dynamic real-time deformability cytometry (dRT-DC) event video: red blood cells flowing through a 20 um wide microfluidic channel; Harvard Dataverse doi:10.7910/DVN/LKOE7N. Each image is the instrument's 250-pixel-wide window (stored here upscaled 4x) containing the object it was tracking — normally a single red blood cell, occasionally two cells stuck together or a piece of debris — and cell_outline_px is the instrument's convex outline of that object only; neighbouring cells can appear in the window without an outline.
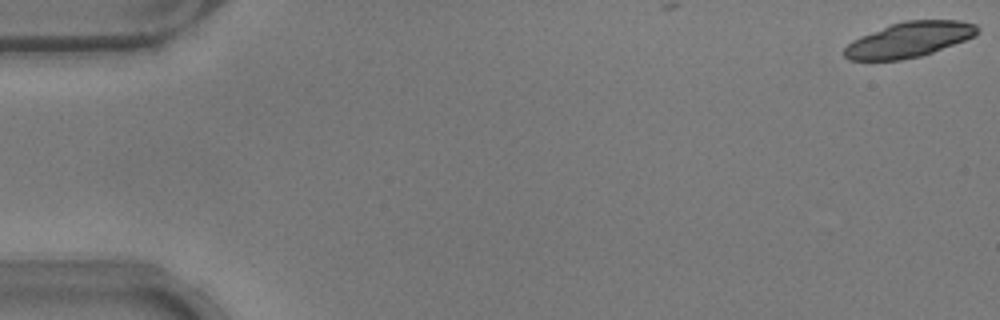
{"species": "common noctule bat (a hibernating species)", "species_latin": "Nyctalus noctula", "temperature_condition": "warm", "stored_images_in_passage": 9, "camera_frame_rate_fps": 3000, "um_per_image_px": 0.085, "animal": {"sex": "male", "body_mass_g": 17.9}, "frame": {"image": 1, "passage_image": 1, "time_ms": 0.0, "image_size_px": [1000, 320], "cell_outline_px": [[980, 32], [976, 36], [932, 52], [920, 56], [900, 60], [848, 60], [844, 56], [844, 48], [852, 40], [860, 36], [892, 24], [904, 20], [960, 20], [976, 24], [980, 28]], "centroid_in_image_um": [77.3, 3.36], "position_along_channel_um": 7.7, "area_um2": 27.28}}